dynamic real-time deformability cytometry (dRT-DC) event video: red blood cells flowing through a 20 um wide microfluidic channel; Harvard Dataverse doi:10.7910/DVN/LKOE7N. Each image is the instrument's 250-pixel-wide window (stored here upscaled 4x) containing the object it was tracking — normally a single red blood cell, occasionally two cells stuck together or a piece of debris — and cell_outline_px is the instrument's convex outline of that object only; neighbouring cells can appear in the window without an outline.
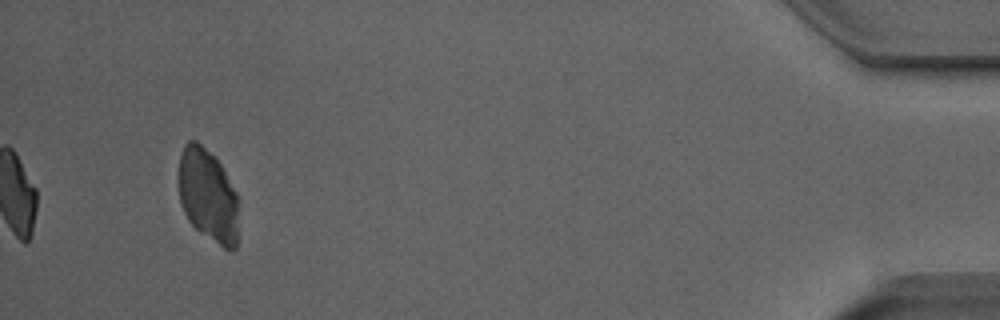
{"species": "Egyptian fruit bat (a non-hibernating species)", "species_latin": "Rousettus aegyptiacus", "temperature_condition": "room temperature", "stored_images_in_passage": 40, "camera_frame_rate_fps": 3000, "um_per_image_px": 0.085, "animal": {"sex": "male"}, "frame": {"image": 1, "passage_image": 40, "time_ms": 13.0, "image_size_px": [1000, 320], "cell_outline_px": [[240, 200], [236, 248], [232, 252], [228, 252], [200, 232], [188, 220], [180, 204], [176, 180], [180, 156], [184, 144], [188, 140], [196, 140], [220, 164], [236, 192]], "centroid_in_image_um": [17.67, 16.65], "position_along_channel_um": 417.5, "area_um2": 33.35}}